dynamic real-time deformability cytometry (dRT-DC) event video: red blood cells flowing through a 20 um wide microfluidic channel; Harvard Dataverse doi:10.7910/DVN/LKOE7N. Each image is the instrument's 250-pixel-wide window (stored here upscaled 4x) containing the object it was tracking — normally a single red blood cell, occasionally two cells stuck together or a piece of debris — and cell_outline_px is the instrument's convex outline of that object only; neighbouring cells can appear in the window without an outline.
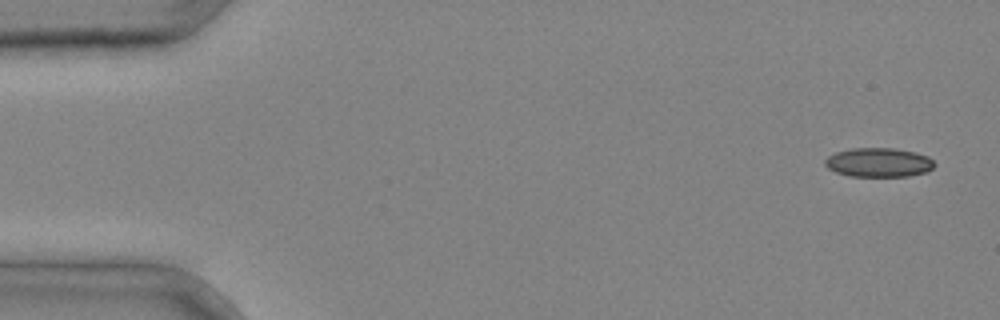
{"species": "common noctule bat (a hibernating species)", "species_latin": "Nyctalus noctula", "temperature_condition": "cold", "stored_images_in_passage": 3, "segment_of_instrument_passage": [1, 2], "camera_frame_rate_fps": 3000, "um_per_image_px": 0.085, "animal": {"sex": "male", "body_mass_g": 20.4}, "frame": {"image": 1, "passage_image": 1, "time_ms": 0.0, "image_size_px": [1000, 320], "cell_outline_px": [[936, 164], [932, 168], [924, 172], [908, 176], [848, 176], [836, 172], [828, 168], [824, 164], [824, 160], [828, 156], [836, 152], [852, 148], [892, 148], [916, 152], [928, 156]], "centroid_in_image_um": [74.67, 13.8], "position_along_channel_um": 10.3, "area_um2": 18.55}}